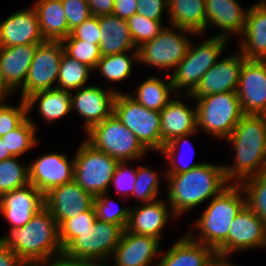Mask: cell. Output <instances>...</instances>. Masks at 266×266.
Returning a JSON list of instances; mask_svg holds the SVG:
<instances>
[{
  "mask_svg": "<svg viewBox=\"0 0 266 266\" xmlns=\"http://www.w3.org/2000/svg\"><path fill=\"white\" fill-rule=\"evenodd\" d=\"M35 125L29 118H26L17 128L9 133L0 136L8 150L14 157H18L33 145L36 140L34 136Z\"/></svg>",
  "mask_w": 266,
  "mask_h": 266,
  "instance_id": "e575fe53",
  "label": "cell"
},
{
  "mask_svg": "<svg viewBox=\"0 0 266 266\" xmlns=\"http://www.w3.org/2000/svg\"><path fill=\"white\" fill-rule=\"evenodd\" d=\"M161 119V150L163 145L173 138L191 135L196 132L197 109L191 110L180 100H170L160 111Z\"/></svg>",
  "mask_w": 266,
  "mask_h": 266,
  "instance_id": "7402d4cb",
  "label": "cell"
},
{
  "mask_svg": "<svg viewBox=\"0 0 266 266\" xmlns=\"http://www.w3.org/2000/svg\"><path fill=\"white\" fill-rule=\"evenodd\" d=\"M172 90L171 81L166 84L158 78L151 77L139 85L137 96L133 99L147 109L160 112L171 100L169 92Z\"/></svg>",
  "mask_w": 266,
  "mask_h": 266,
  "instance_id": "1f68e13d",
  "label": "cell"
},
{
  "mask_svg": "<svg viewBox=\"0 0 266 266\" xmlns=\"http://www.w3.org/2000/svg\"><path fill=\"white\" fill-rule=\"evenodd\" d=\"M162 201L145 203L142 207L129 210L126 230L131 233L160 238L161 229L167 222V208Z\"/></svg>",
  "mask_w": 266,
  "mask_h": 266,
  "instance_id": "83f0119b",
  "label": "cell"
},
{
  "mask_svg": "<svg viewBox=\"0 0 266 266\" xmlns=\"http://www.w3.org/2000/svg\"><path fill=\"white\" fill-rule=\"evenodd\" d=\"M123 232L120 225L96 220L90 228L80 232L63 253L72 258L101 262V259L114 253Z\"/></svg>",
  "mask_w": 266,
  "mask_h": 266,
  "instance_id": "30bf717a",
  "label": "cell"
},
{
  "mask_svg": "<svg viewBox=\"0 0 266 266\" xmlns=\"http://www.w3.org/2000/svg\"><path fill=\"white\" fill-rule=\"evenodd\" d=\"M190 41L182 34L164 28L154 39L136 48L133 58L159 68L177 67L185 57Z\"/></svg>",
  "mask_w": 266,
  "mask_h": 266,
  "instance_id": "7c38bea8",
  "label": "cell"
},
{
  "mask_svg": "<svg viewBox=\"0 0 266 266\" xmlns=\"http://www.w3.org/2000/svg\"><path fill=\"white\" fill-rule=\"evenodd\" d=\"M227 141L233 142L236 149V164L223 165L228 182L234 176L241 183L245 178L266 173V115L245 114Z\"/></svg>",
  "mask_w": 266,
  "mask_h": 266,
  "instance_id": "7a4b0ae2",
  "label": "cell"
},
{
  "mask_svg": "<svg viewBox=\"0 0 266 266\" xmlns=\"http://www.w3.org/2000/svg\"><path fill=\"white\" fill-rule=\"evenodd\" d=\"M100 262L97 263L92 260L78 259L67 256L65 253H60L59 258L55 259L48 266H99Z\"/></svg>",
  "mask_w": 266,
  "mask_h": 266,
  "instance_id": "f907efd6",
  "label": "cell"
},
{
  "mask_svg": "<svg viewBox=\"0 0 266 266\" xmlns=\"http://www.w3.org/2000/svg\"><path fill=\"white\" fill-rule=\"evenodd\" d=\"M0 266H27L17 254L0 244Z\"/></svg>",
  "mask_w": 266,
  "mask_h": 266,
  "instance_id": "f5cc1de1",
  "label": "cell"
},
{
  "mask_svg": "<svg viewBox=\"0 0 266 266\" xmlns=\"http://www.w3.org/2000/svg\"><path fill=\"white\" fill-rule=\"evenodd\" d=\"M247 59L241 55L217 61L201 78L200 83L190 94L193 98L206 95L236 92L243 63Z\"/></svg>",
  "mask_w": 266,
  "mask_h": 266,
  "instance_id": "2e32d148",
  "label": "cell"
},
{
  "mask_svg": "<svg viewBox=\"0 0 266 266\" xmlns=\"http://www.w3.org/2000/svg\"><path fill=\"white\" fill-rule=\"evenodd\" d=\"M193 238L190 234L179 240L157 266H210L218 258L216 252Z\"/></svg>",
  "mask_w": 266,
  "mask_h": 266,
  "instance_id": "cb8c5ba5",
  "label": "cell"
},
{
  "mask_svg": "<svg viewBox=\"0 0 266 266\" xmlns=\"http://www.w3.org/2000/svg\"><path fill=\"white\" fill-rule=\"evenodd\" d=\"M39 99V112L48 122L66 115L72 109L69 91L51 88L36 92L26 99L28 112Z\"/></svg>",
  "mask_w": 266,
  "mask_h": 266,
  "instance_id": "4dcf8cb0",
  "label": "cell"
},
{
  "mask_svg": "<svg viewBox=\"0 0 266 266\" xmlns=\"http://www.w3.org/2000/svg\"><path fill=\"white\" fill-rule=\"evenodd\" d=\"M170 22L181 32L201 33L206 28L205 0H168Z\"/></svg>",
  "mask_w": 266,
  "mask_h": 266,
  "instance_id": "4316f807",
  "label": "cell"
},
{
  "mask_svg": "<svg viewBox=\"0 0 266 266\" xmlns=\"http://www.w3.org/2000/svg\"><path fill=\"white\" fill-rule=\"evenodd\" d=\"M227 33L207 39L199 47L189 45L185 57L177 64V69L169 79L172 89L189 86L191 94L203 75L217 62L223 50Z\"/></svg>",
  "mask_w": 266,
  "mask_h": 266,
  "instance_id": "9c48e42d",
  "label": "cell"
},
{
  "mask_svg": "<svg viewBox=\"0 0 266 266\" xmlns=\"http://www.w3.org/2000/svg\"><path fill=\"white\" fill-rule=\"evenodd\" d=\"M61 2L68 22L69 34L92 16L86 0H61Z\"/></svg>",
  "mask_w": 266,
  "mask_h": 266,
  "instance_id": "ee69618b",
  "label": "cell"
},
{
  "mask_svg": "<svg viewBox=\"0 0 266 266\" xmlns=\"http://www.w3.org/2000/svg\"><path fill=\"white\" fill-rule=\"evenodd\" d=\"M63 51L61 41L45 40L37 44L26 81L22 86V100L36 92L51 89V85L58 78Z\"/></svg>",
  "mask_w": 266,
  "mask_h": 266,
  "instance_id": "8fae6325",
  "label": "cell"
},
{
  "mask_svg": "<svg viewBox=\"0 0 266 266\" xmlns=\"http://www.w3.org/2000/svg\"><path fill=\"white\" fill-rule=\"evenodd\" d=\"M29 183V166L22 167L14 156L0 161V197Z\"/></svg>",
  "mask_w": 266,
  "mask_h": 266,
  "instance_id": "836d02e7",
  "label": "cell"
},
{
  "mask_svg": "<svg viewBox=\"0 0 266 266\" xmlns=\"http://www.w3.org/2000/svg\"><path fill=\"white\" fill-rule=\"evenodd\" d=\"M137 12V0H114L113 15L128 20Z\"/></svg>",
  "mask_w": 266,
  "mask_h": 266,
  "instance_id": "681fc988",
  "label": "cell"
},
{
  "mask_svg": "<svg viewBox=\"0 0 266 266\" xmlns=\"http://www.w3.org/2000/svg\"><path fill=\"white\" fill-rule=\"evenodd\" d=\"M244 114L266 115V60H246L237 86Z\"/></svg>",
  "mask_w": 266,
  "mask_h": 266,
  "instance_id": "4fadbf2b",
  "label": "cell"
},
{
  "mask_svg": "<svg viewBox=\"0 0 266 266\" xmlns=\"http://www.w3.org/2000/svg\"><path fill=\"white\" fill-rule=\"evenodd\" d=\"M266 245V224L245 205L236 215L228 232V254Z\"/></svg>",
  "mask_w": 266,
  "mask_h": 266,
  "instance_id": "ffe728a7",
  "label": "cell"
},
{
  "mask_svg": "<svg viewBox=\"0 0 266 266\" xmlns=\"http://www.w3.org/2000/svg\"><path fill=\"white\" fill-rule=\"evenodd\" d=\"M90 70L92 68L88 65L78 62L63 51L57 78L59 86L56 88L65 91L82 88Z\"/></svg>",
  "mask_w": 266,
  "mask_h": 266,
  "instance_id": "d6a6232c",
  "label": "cell"
},
{
  "mask_svg": "<svg viewBox=\"0 0 266 266\" xmlns=\"http://www.w3.org/2000/svg\"><path fill=\"white\" fill-rule=\"evenodd\" d=\"M94 196L86 192L74 180L51 189L44 195L45 207L60 226L93 207Z\"/></svg>",
  "mask_w": 266,
  "mask_h": 266,
  "instance_id": "5bb4252c",
  "label": "cell"
},
{
  "mask_svg": "<svg viewBox=\"0 0 266 266\" xmlns=\"http://www.w3.org/2000/svg\"><path fill=\"white\" fill-rule=\"evenodd\" d=\"M10 157H13V155L8 150H6L5 143H3L0 138V161L8 159Z\"/></svg>",
  "mask_w": 266,
  "mask_h": 266,
  "instance_id": "11a10c76",
  "label": "cell"
},
{
  "mask_svg": "<svg viewBox=\"0 0 266 266\" xmlns=\"http://www.w3.org/2000/svg\"><path fill=\"white\" fill-rule=\"evenodd\" d=\"M118 163L85 141L74 158L73 180L94 197L106 194Z\"/></svg>",
  "mask_w": 266,
  "mask_h": 266,
  "instance_id": "ba28073f",
  "label": "cell"
},
{
  "mask_svg": "<svg viewBox=\"0 0 266 266\" xmlns=\"http://www.w3.org/2000/svg\"><path fill=\"white\" fill-rule=\"evenodd\" d=\"M223 258H217L210 266H232L227 261H224Z\"/></svg>",
  "mask_w": 266,
  "mask_h": 266,
  "instance_id": "9f6ffc18",
  "label": "cell"
},
{
  "mask_svg": "<svg viewBox=\"0 0 266 266\" xmlns=\"http://www.w3.org/2000/svg\"><path fill=\"white\" fill-rule=\"evenodd\" d=\"M127 21L128 28L135 47L154 39L164 28L161 21L152 20L146 16L134 14Z\"/></svg>",
  "mask_w": 266,
  "mask_h": 266,
  "instance_id": "8d00e7d4",
  "label": "cell"
},
{
  "mask_svg": "<svg viewBox=\"0 0 266 266\" xmlns=\"http://www.w3.org/2000/svg\"><path fill=\"white\" fill-rule=\"evenodd\" d=\"M43 207L44 195L31 183L0 197V211L12 228L26 225Z\"/></svg>",
  "mask_w": 266,
  "mask_h": 266,
  "instance_id": "9a60e30c",
  "label": "cell"
},
{
  "mask_svg": "<svg viewBox=\"0 0 266 266\" xmlns=\"http://www.w3.org/2000/svg\"><path fill=\"white\" fill-rule=\"evenodd\" d=\"M85 140L94 149L108 154L119 162L141 157L147 149L135 134L123 125L114 114L87 131Z\"/></svg>",
  "mask_w": 266,
  "mask_h": 266,
  "instance_id": "5b68a950",
  "label": "cell"
},
{
  "mask_svg": "<svg viewBox=\"0 0 266 266\" xmlns=\"http://www.w3.org/2000/svg\"><path fill=\"white\" fill-rule=\"evenodd\" d=\"M68 42L63 44L64 52L77 60L80 63L88 65L90 68L95 69L97 63L102 57L99 44L86 42L81 39H63L61 42Z\"/></svg>",
  "mask_w": 266,
  "mask_h": 266,
  "instance_id": "74e56055",
  "label": "cell"
},
{
  "mask_svg": "<svg viewBox=\"0 0 266 266\" xmlns=\"http://www.w3.org/2000/svg\"><path fill=\"white\" fill-rule=\"evenodd\" d=\"M109 195L100 194L94 197L93 207L96 219L102 222L120 225L124 230L129 221V210L127 208L110 209Z\"/></svg>",
  "mask_w": 266,
  "mask_h": 266,
  "instance_id": "60d3db41",
  "label": "cell"
},
{
  "mask_svg": "<svg viewBox=\"0 0 266 266\" xmlns=\"http://www.w3.org/2000/svg\"><path fill=\"white\" fill-rule=\"evenodd\" d=\"M36 10H22L0 23V47L44 42Z\"/></svg>",
  "mask_w": 266,
  "mask_h": 266,
  "instance_id": "ac0fdd59",
  "label": "cell"
},
{
  "mask_svg": "<svg viewBox=\"0 0 266 266\" xmlns=\"http://www.w3.org/2000/svg\"><path fill=\"white\" fill-rule=\"evenodd\" d=\"M137 3L139 15L157 21H161L164 7H168V0H137Z\"/></svg>",
  "mask_w": 266,
  "mask_h": 266,
  "instance_id": "c3c4849f",
  "label": "cell"
},
{
  "mask_svg": "<svg viewBox=\"0 0 266 266\" xmlns=\"http://www.w3.org/2000/svg\"><path fill=\"white\" fill-rule=\"evenodd\" d=\"M34 6L44 40L62 41L69 35V26L61 0H39Z\"/></svg>",
  "mask_w": 266,
  "mask_h": 266,
  "instance_id": "f1b7e54d",
  "label": "cell"
},
{
  "mask_svg": "<svg viewBox=\"0 0 266 266\" xmlns=\"http://www.w3.org/2000/svg\"><path fill=\"white\" fill-rule=\"evenodd\" d=\"M99 16H91L78 25L65 39H81L99 44L100 41Z\"/></svg>",
  "mask_w": 266,
  "mask_h": 266,
  "instance_id": "f6af8a7d",
  "label": "cell"
},
{
  "mask_svg": "<svg viewBox=\"0 0 266 266\" xmlns=\"http://www.w3.org/2000/svg\"><path fill=\"white\" fill-rule=\"evenodd\" d=\"M100 41L102 56L126 53L135 47L127 21L116 15L99 16Z\"/></svg>",
  "mask_w": 266,
  "mask_h": 266,
  "instance_id": "484cf974",
  "label": "cell"
},
{
  "mask_svg": "<svg viewBox=\"0 0 266 266\" xmlns=\"http://www.w3.org/2000/svg\"><path fill=\"white\" fill-rule=\"evenodd\" d=\"M238 185V186H237ZM240 184H230L220 194L214 196L196 225L201 230L198 241L211 247L218 258L228 255V232L236 215L246 205V198L239 195Z\"/></svg>",
  "mask_w": 266,
  "mask_h": 266,
  "instance_id": "277c9868",
  "label": "cell"
},
{
  "mask_svg": "<svg viewBox=\"0 0 266 266\" xmlns=\"http://www.w3.org/2000/svg\"><path fill=\"white\" fill-rule=\"evenodd\" d=\"M124 163L125 162L118 163L111 181L116 186V192H128L129 194L133 195L134 185L136 181V170H128L124 166Z\"/></svg>",
  "mask_w": 266,
  "mask_h": 266,
  "instance_id": "bcb514c9",
  "label": "cell"
},
{
  "mask_svg": "<svg viewBox=\"0 0 266 266\" xmlns=\"http://www.w3.org/2000/svg\"><path fill=\"white\" fill-rule=\"evenodd\" d=\"M159 239L124 230L114 251L115 266H149L159 247Z\"/></svg>",
  "mask_w": 266,
  "mask_h": 266,
  "instance_id": "44dd1931",
  "label": "cell"
},
{
  "mask_svg": "<svg viewBox=\"0 0 266 266\" xmlns=\"http://www.w3.org/2000/svg\"><path fill=\"white\" fill-rule=\"evenodd\" d=\"M28 107L26 100H21L19 107L0 105V136L17 128L26 118Z\"/></svg>",
  "mask_w": 266,
  "mask_h": 266,
  "instance_id": "7bdbcfd3",
  "label": "cell"
},
{
  "mask_svg": "<svg viewBox=\"0 0 266 266\" xmlns=\"http://www.w3.org/2000/svg\"><path fill=\"white\" fill-rule=\"evenodd\" d=\"M157 174L145 166L136 169V181L133 194L142 202H151L158 194Z\"/></svg>",
  "mask_w": 266,
  "mask_h": 266,
  "instance_id": "b9f144b4",
  "label": "cell"
},
{
  "mask_svg": "<svg viewBox=\"0 0 266 266\" xmlns=\"http://www.w3.org/2000/svg\"><path fill=\"white\" fill-rule=\"evenodd\" d=\"M116 91L104 92L97 86L77 89V94L71 96L72 109L86 119L85 129L88 131L94 125L102 122L113 114V104Z\"/></svg>",
  "mask_w": 266,
  "mask_h": 266,
  "instance_id": "d6986e66",
  "label": "cell"
},
{
  "mask_svg": "<svg viewBox=\"0 0 266 266\" xmlns=\"http://www.w3.org/2000/svg\"><path fill=\"white\" fill-rule=\"evenodd\" d=\"M74 159L69 164L63 154L41 156L29 165V182L43 195L51 189L73 181Z\"/></svg>",
  "mask_w": 266,
  "mask_h": 266,
  "instance_id": "e0dca14e",
  "label": "cell"
},
{
  "mask_svg": "<svg viewBox=\"0 0 266 266\" xmlns=\"http://www.w3.org/2000/svg\"><path fill=\"white\" fill-rule=\"evenodd\" d=\"M196 100L197 125L220 138H228L245 115L237 92L216 93Z\"/></svg>",
  "mask_w": 266,
  "mask_h": 266,
  "instance_id": "8992f818",
  "label": "cell"
},
{
  "mask_svg": "<svg viewBox=\"0 0 266 266\" xmlns=\"http://www.w3.org/2000/svg\"><path fill=\"white\" fill-rule=\"evenodd\" d=\"M113 114L135 134L141 144L161 151V119L160 112L150 110L137 103L133 97L119 93L114 99Z\"/></svg>",
  "mask_w": 266,
  "mask_h": 266,
  "instance_id": "52a82bcc",
  "label": "cell"
},
{
  "mask_svg": "<svg viewBox=\"0 0 266 266\" xmlns=\"http://www.w3.org/2000/svg\"><path fill=\"white\" fill-rule=\"evenodd\" d=\"M189 135H182V136H178L173 138L171 141L167 142L166 144L163 145V148L161 150V152H163L164 154H166L167 158L169 160H171L172 163V168L168 171V174H181L184 172L189 171L190 169L196 168L198 166H200L201 164H188V165H176V163L174 162V154H175V149H176V145L180 144L179 142H182L183 140L185 142H187L185 140V137H187Z\"/></svg>",
  "mask_w": 266,
  "mask_h": 266,
  "instance_id": "7dc6e473",
  "label": "cell"
},
{
  "mask_svg": "<svg viewBox=\"0 0 266 266\" xmlns=\"http://www.w3.org/2000/svg\"><path fill=\"white\" fill-rule=\"evenodd\" d=\"M0 244L14 251L27 266L47 263L54 252H63L59 225L46 207L23 227L12 228L9 236L0 238Z\"/></svg>",
  "mask_w": 266,
  "mask_h": 266,
  "instance_id": "6da1fadb",
  "label": "cell"
},
{
  "mask_svg": "<svg viewBox=\"0 0 266 266\" xmlns=\"http://www.w3.org/2000/svg\"><path fill=\"white\" fill-rule=\"evenodd\" d=\"M169 201L174 215L187 211L211 196H217L229 185L223 166L202 163L181 174H168Z\"/></svg>",
  "mask_w": 266,
  "mask_h": 266,
  "instance_id": "3957f363",
  "label": "cell"
},
{
  "mask_svg": "<svg viewBox=\"0 0 266 266\" xmlns=\"http://www.w3.org/2000/svg\"><path fill=\"white\" fill-rule=\"evenodd\" d=\"M36 48L37 44L0 47V73L12 90L24 85Z\"/></svg>",
  "mask_w": 266,
  "mask_h": 266,
  "instance_id": "d4e9b609",
  "label": "cell"
},
{
  "mask_svg": "<svg viewBox=\"0 0 266 266\" xmlns=\"http://www.w3.org/2000/svg\"><path fill=\"white\" fill-rule=\"evenodd\" d=\"M249 178L241 185L247 194L246 205L266 224V173Z\"/></svg>",
  "mask_w": 266,
  "mask_h": 266,
  "instance_id": "d590c367",
  "label": "cell"
},
{
  "mask_svg": "<svg viewBox=\"0 0 266 266\" xmlns=\"http://www.w3.org/2000/svg\"><path fill=\"white\" fill-rule=\"evenodd\" d=\"M92 16L108 15L113 13L114 0H86Z\"/></svg>",
  "mask_w": 266,
  "mask_h": 266,
  "instance_id": "816d5d0a",
  "label": "cell"
},
{
  "mask_svg": "<svg viewBox=\"0 0 266 266\" xmlns=\"http://www.w3.org/2000/svg\"><path fill=\"white\" fill-rule=\"evenodd\" d=\"M246 40L241 43L242 55L247 60H266V3L260 2L247 11L242 32Z\"/></svg>",
  "mask_w": 266,
  "mask_h": 266,
  "instance_id": "603a6c76",
  "label": "cell"
},
{
  "mask_svg": "<svg viewBox=\"0 0 266 266\" xmlns=\"http://www.w3.org/2000/svg\"><path fill=\"white\" fill-rule=\"evenodd\" d=\"M206 28L209 21L225 32H243L247 11L236 0H205Z\"/></svg>",
  "mask_w": 266,
  "mask_h": 266,
  "instance_id": "f546056e",
  "label": "cell"
},
{
  "mask_svg": "<svg viewBox=\"0 0 266 266\" xmlns=\"http://www.w3.org/2000/svg\"><path fill=\"white\" fill-rule=\"evenodd\" d=\"M12 91L10 86L7 84L5 79L3 78L2 74L0 73V105H4L3 101L6 95Z\"/></svg>",
  "mask_w": 266,
  "mask_h": 266,
  "instance_id": "db71d44e",
  "label": "cell"
},
{
  "mask_svg": "<svg viewBox=\"0 0 266 266\" xmlns=\"http://www.w3.org/2000/svg\"><path fill=\"white\" fill-rule=\"evenodd\" d=\"M96 220L94 207L88 211L82 212L74 218L65 220L59 226V238L62 249L64 250L76 237H78L80 232L90 228Z\"/></svg>",
  "mask_w": 266,
  "mask_h": 266,
  "instance_id": "f35d334b",
  "label": "cell"
},
{
  "mask_svg": "<svg viewBox=\"0 0 266 266\" xmlns=\"http://www.w3.org/2000/svg\"><path fill=\"white\" fill-rule=\"evenodd\" d=\"M132 60L125 53L102 56L96 69L108 80L120 81L127 78L131 72Z\"/></svg>",
  "mask_w": 266,
  "mask_h": 266,
  "instance_id": "ab89813d",
  "label": "cell"
}]
</instances>
